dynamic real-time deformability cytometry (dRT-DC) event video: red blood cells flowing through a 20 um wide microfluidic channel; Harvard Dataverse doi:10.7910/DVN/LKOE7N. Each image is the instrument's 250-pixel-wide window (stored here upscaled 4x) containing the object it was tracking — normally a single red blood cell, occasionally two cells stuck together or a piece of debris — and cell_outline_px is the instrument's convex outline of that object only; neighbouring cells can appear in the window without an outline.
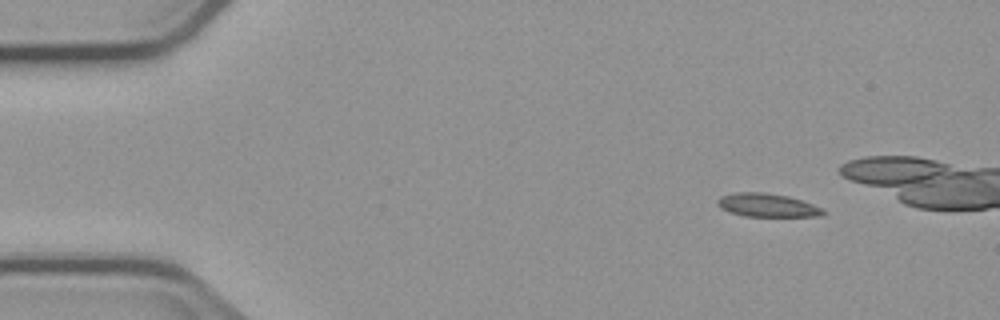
{"species": "common noctule bat (a hibernating species)", "species_latin": "Nyctalus noctula", "temperature_condition": "cold", "stored_images_in_passage": 7, "camera_frame_rate_fps": 3000, "um_per_image_px": 0.085, "animal": {"sex": "male", "body_mass_g": 23.1, "forearm_length_mm": 52.7}, "frame": {"image": 1, "passage_image": 1, "time_ms": 0.0, "image_size_px": [1000, 320], "cell_outline_px": [[828, 212], [824, 216], [744, 216], [720, 208], [716, 204], [716, 200], [720, 196], [736, 192], [764, 192], [788, 196], [824, 208]], "centroid_in_image_um": [65.24, 17.44], "position_along_channel_um": 19.8, "area_um2": 14.51}}